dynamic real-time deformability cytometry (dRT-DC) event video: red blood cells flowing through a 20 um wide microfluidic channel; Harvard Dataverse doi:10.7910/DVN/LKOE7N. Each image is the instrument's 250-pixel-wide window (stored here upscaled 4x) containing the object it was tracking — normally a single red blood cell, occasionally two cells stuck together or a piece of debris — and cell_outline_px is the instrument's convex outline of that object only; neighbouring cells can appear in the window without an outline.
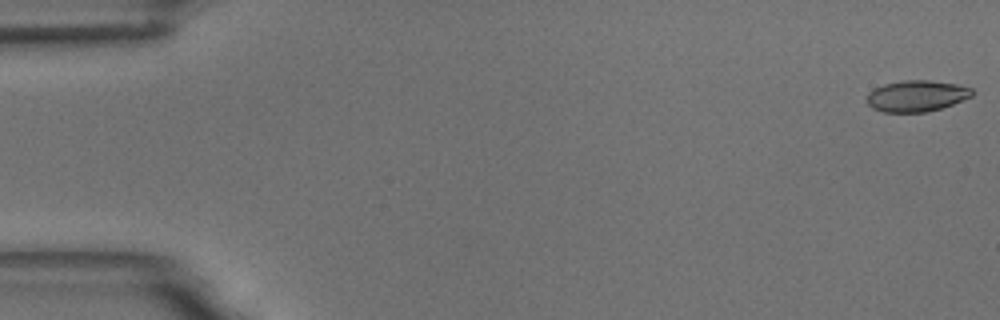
{"species": "common noctule bat (a hibernating species)", "species_latin": "Nyctalus noctula", "temperature_condition": "room temperature", "stored_images_in_passage": 17, "camera_frame_rate_fps": 3000, "um_per_image_px": 0.085, "animal": {"sex": "male", "body_mass_g": 18.8}, "frame": {"image": 1, "passage_image": 1, "time_ms": 0.0, "image_size_px": [1000, 320], "cell_outline_px": [[976, 92], [972, 96], [952, 104], [940, 108], [924, 112], [884, 112], [872, 108], [864, 100], [868, 92], [884, 84], [904, 80], [928, 80], [956, 84], [972, 88]], "centroid_in_image_um": [77.89, 8.15], "position_along_channel_um": 7.1, "area_um2": 19.19}}
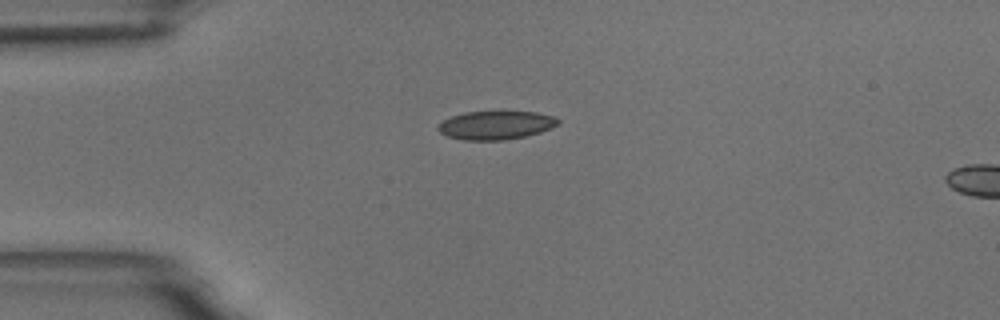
{"frame": {"image": 2, "passage_image": 14, "time_ms": 4.333, "image_size_px": [1000, 320], "cell_outline_px": [[560, 124], [552, 128], [540, 132], [524, 136], [504, 140], [464, 140], [448, 136], [440, 132], [436, 128], [444, 120], [452, 116], [464, 112], [536, 112], [552, 116], [560, 120]], "centroid_in_image_um": [42.16, 10.64], "position_along_channel_um": 42.8, "area_um2": 19.77}}